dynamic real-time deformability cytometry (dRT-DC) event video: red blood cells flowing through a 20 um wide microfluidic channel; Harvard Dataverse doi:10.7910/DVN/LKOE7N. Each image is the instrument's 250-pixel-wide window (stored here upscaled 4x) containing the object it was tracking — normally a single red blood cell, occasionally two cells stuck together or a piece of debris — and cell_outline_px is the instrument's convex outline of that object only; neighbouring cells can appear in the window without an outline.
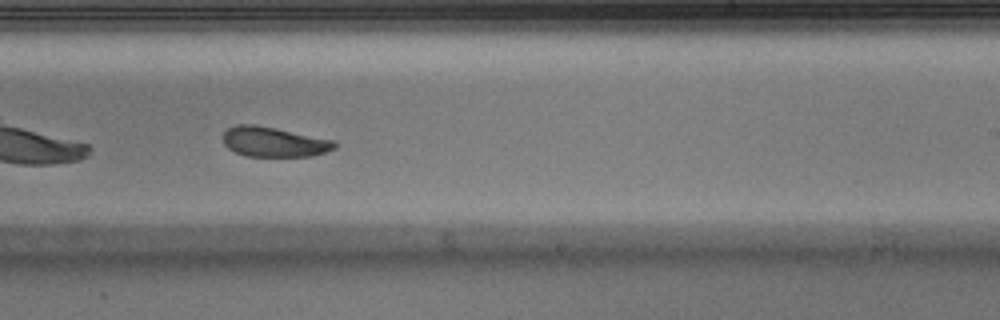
{"species": "Egyptian fruit bat (a non-hibernating species)", "species_latin": "Rousettus aegyptiacus", "temperature_condition": "warm", "stored_images_in_passage": 36, "camera_frame_rate_fps": 3000, "um_per_image_px": 0.085, "animal": {"sex": "male"}, "frame": {"image": 1, "passage_image": 16, "time_ms": 5.0, "image_size_px": [1000, 320], "cell_outline_px": [[336, 148], [312, 156], [244, 156], [228, 148], [224, 144], [224, 132], [228, 128], [236, 124], [256, 124], [336, 140]], "centroid_in_image_um": [23.29, 12.05], "position_along_channel_um": 265.7, "area_um2": 19.54}}